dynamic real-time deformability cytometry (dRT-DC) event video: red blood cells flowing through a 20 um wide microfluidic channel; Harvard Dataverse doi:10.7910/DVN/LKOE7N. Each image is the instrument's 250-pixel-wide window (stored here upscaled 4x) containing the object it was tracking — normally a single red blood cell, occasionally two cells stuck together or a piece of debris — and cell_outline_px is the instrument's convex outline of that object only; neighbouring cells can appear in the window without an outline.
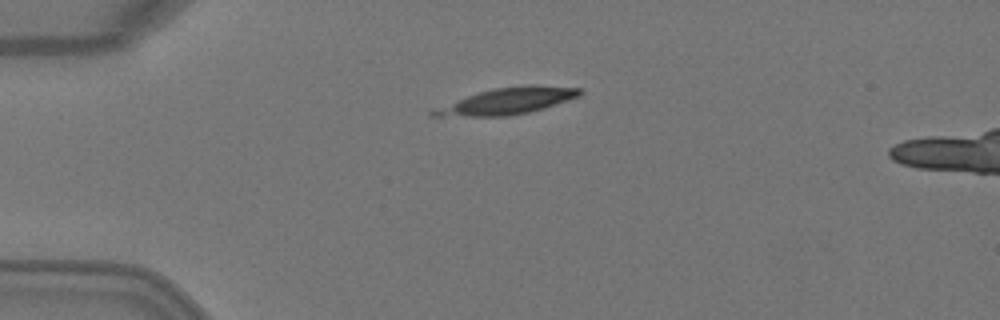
{"species": "Egyptian fruit bat (a non-hibernating species)", "species_latin": "Rousettus aegyptiacus", "temperature_condition": "warm", "stored_images_in_passage": 2, "camera_frame_rate_fps": 3000, "um_per_image_px": 0.085, "animal": {"sex": "female"}, "frame": {"image": 1, "passage_image": 1, "time_ms": 0.0, "image_size_px": [1000, 320], "cell_outline_px": [[584, 92], [580, 96], [544, 108], [528, 112], [508, 116], [428, 116], [428, 112], [432, 108], [480, 92], [496, 88], [528, 84], [532, 84], [580, 88]], "centroid_in_image_um": [43.12, 8.59], "position_along_channel_um": 41.9, "area_um2": 22.48}}